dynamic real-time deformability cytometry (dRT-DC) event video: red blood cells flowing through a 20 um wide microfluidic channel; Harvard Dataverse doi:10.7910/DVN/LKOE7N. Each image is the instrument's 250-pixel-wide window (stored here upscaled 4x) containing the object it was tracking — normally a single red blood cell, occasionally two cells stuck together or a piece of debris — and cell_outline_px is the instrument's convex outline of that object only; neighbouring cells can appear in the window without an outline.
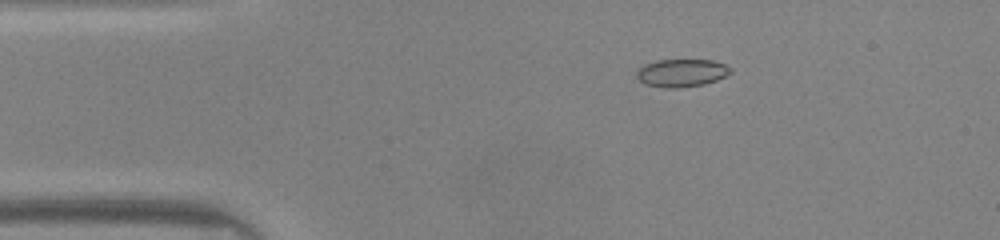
{"species": "common noctule bat (a hibernating species)", "species_latin": "Nyctalus noctula", "temperature_condition": "warm", "stored_images_in_passage": 41, "camera_frame_rate_fps": 3000, "um_per_image_px": 0.085, "animal": {"sex": "male", "body_mass_g": 20.0, "forearm_length_mm": 53.3}, "frame": {"image": 1, "passage_image": 1, "time_ms": 0.0, "image_size_px": [1000, 240], "cell_outline_px": [[732, 72], [716, 80], [704, 84], [676, 88], [664, 88], [644, 84], [636, 76], [636, 72], [644, 64], [656, 60], [712, 60], [724, 64], [732, 68]], "centroid_in_image_um": [57.92, 6.19], "position_along_channel_um": 27.1, "area_um2": 15.2}}
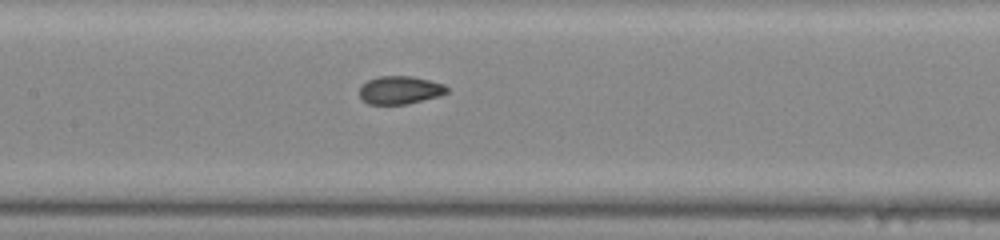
{"frame": {"image": 2, "passage_image": 15, "time_ms": 4.667, "image_size_px": [1000, 240], "cell_outline_px": [[448, 92], [440, 96], [408, 104], [368, 104], [360, 96], [360, 88], [368, 80], [380, 76], [412, 76], [444, 84], [448, 88]], "centroid_in_image_um": [34.03, 7.66], "position_along_channel_um": 173.4, "area_um2": 14.22}}
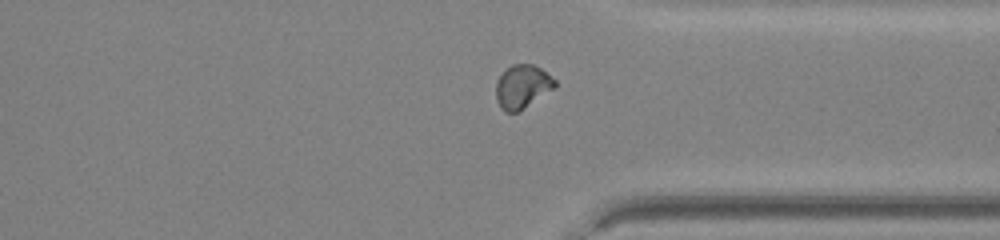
{"frame": {"image": 3, "passage_image": 29, "time_ms": 9.333, "image_size_px": [1000, 240], "cell_outline_px": [[556, 84], [552, 88], [524, 108], [516, 112], [504, 112], [500, 108], [496, 100], [496, 84], [500, 76], [512, 64], [532, 64], [540, 68], [556, 80]], "centroid_in_image_um": [44.36, 7.36], "position_along_channel_um": 367.0, "area_um2": 14.57}, "authors_computed_cell_mechanics": {"area_um2": 14.5656, "velocity_mm_per_s": 4.189, "shape_relaxation_time_tau1_ms": 9.6809, "shape_relaxation_time_tau2_ms": 1.0616, "deformation_change_tau1": 0.2439, "deformation_change_tau2": 0.0539}}